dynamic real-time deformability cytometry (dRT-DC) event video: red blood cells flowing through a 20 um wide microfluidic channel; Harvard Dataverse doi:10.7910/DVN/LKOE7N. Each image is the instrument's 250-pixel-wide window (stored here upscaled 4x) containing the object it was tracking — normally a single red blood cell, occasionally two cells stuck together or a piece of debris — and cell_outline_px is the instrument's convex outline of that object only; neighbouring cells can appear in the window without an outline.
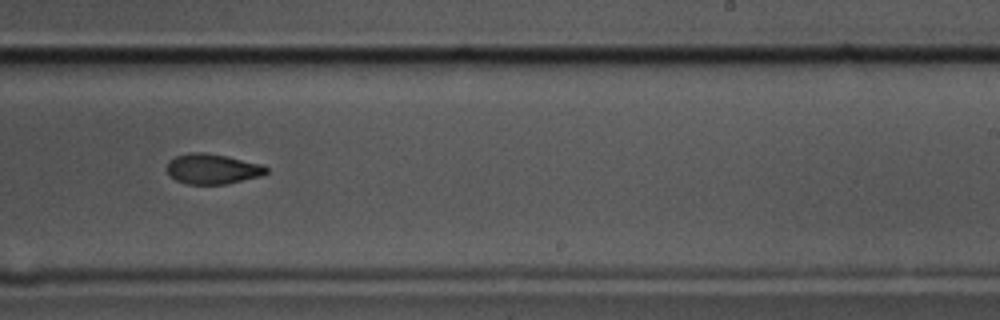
{"species": "common noctule bat (a hibernating species)", "species_latin": "Nyctalus noctula", "temperature_condition": "cold", "stored_images_in_passage": 7, "camera_frame_rate_fps": 3000, "um_per_image_px": 0.085, "animal": {"sex": "male", "body_mass_g": 17.5, "forearm_length_mm": 52.3}, "frame": {"image": 1, "passage_image": 7, "time_ms": 2.0, "image_size_px": [1000, 320], "cell_outline_px": [[268, 172], [260, 176], [228, 184], [188, 184], [176, 180], [168, 176], [168, 160], [176, 156], [188, 152], [204, 152], [228, 156], [264, 164], [268, 168]], "centroid_in_image_um": [18.08, 14.35], "position_along_channel_um": 270.9, "area_um2": 17.74}}